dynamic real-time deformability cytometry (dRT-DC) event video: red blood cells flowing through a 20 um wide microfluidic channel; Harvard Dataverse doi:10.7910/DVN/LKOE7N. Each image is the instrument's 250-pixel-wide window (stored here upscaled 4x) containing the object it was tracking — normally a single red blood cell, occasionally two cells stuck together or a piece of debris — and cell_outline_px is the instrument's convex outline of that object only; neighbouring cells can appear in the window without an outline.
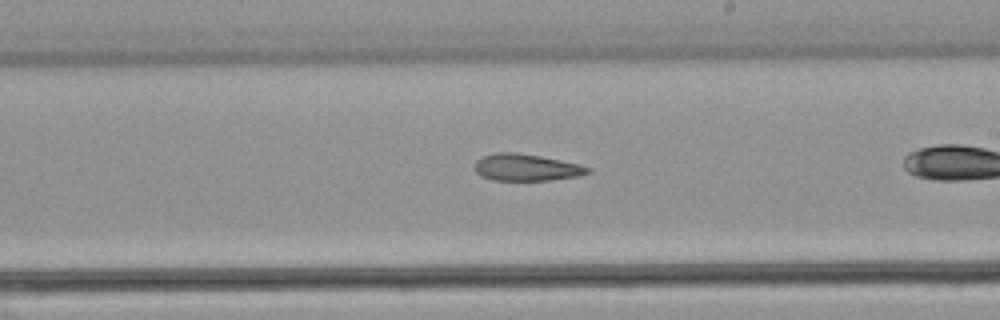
{"species": "common noctule bat (a hibernating species)", "species_latin": "Nyctalus noctula", "temperature_condition": "warm", "stored_images_in_passage": 24, "camera_frame_rate_fps": 3000, "um_per_image_px": 0.085, "animal": {"sex": "male", "body_mass_g": 21.5, "forearm_length_mm": 52.0}, "frame": {"image": 1, "passage_image": 17, "time_ms": 5.333, "image_size_px": [1000, 320], "cell_outline_px": [[592, 172], [580, 176], [548, 180], [492, 180], [480, 176], [476, 172], [476, 160], [480, 156], [496, 152], [516, 152], [540, 156], [580, 164], [592, 168]], "centroid_in_image_um": [44.75, 14.23], "position_along_channel_um": 244.3, "area_um2": 17.86}}